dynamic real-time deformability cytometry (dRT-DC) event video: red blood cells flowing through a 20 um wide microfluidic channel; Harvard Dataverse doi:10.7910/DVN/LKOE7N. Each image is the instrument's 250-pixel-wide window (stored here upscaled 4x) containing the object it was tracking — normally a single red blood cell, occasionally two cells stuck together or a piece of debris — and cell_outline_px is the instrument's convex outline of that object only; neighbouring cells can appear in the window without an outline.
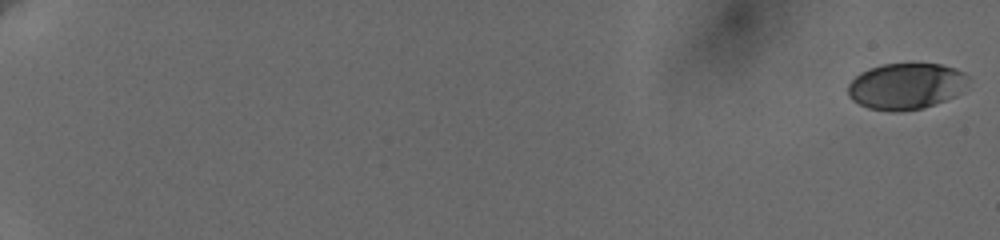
{"species": "human", "species_latin": "Homo sapiens", "temperature_condition": "cold", "stored_images_in_passage": 23, "camera_frame_rate_fps": 3000, "um_per_image_px": 0.085, "donor": {"sex": "female"}, "frame": {"image": 1, "passage_image": 1, "time_ms": 0.0, "image_size_px": [1000, 240], "cell_outline_px": [[972, 76], [960, 92], [956, 96], [920, 108], [896, 112], [868, 108], [852, 100], [848, 96], [848, 84], [860, 72], [868, 68], [884, 64], [940, 64], [956, 68]], "centroid_in_image_um": [77.02, 7.31], "position_along_channel_um": 8.0, "area_um2": 32.43}}
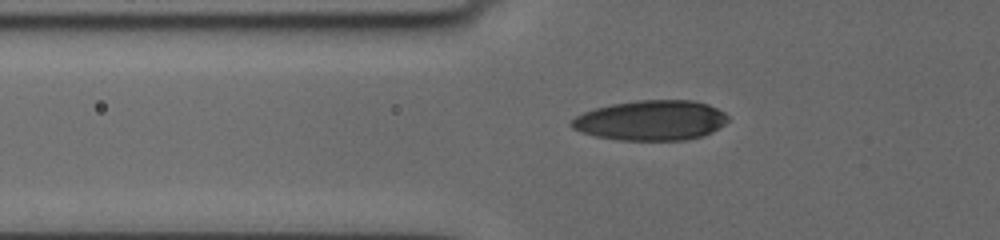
{"frame": {"image": 2, "passage_image": 20, "time_ms": 8.0, "image_size_px": [1000, 240], "cell_outline_px": [[728, 120], [724, 124], [712, 132], [704, 136], [684, 140], [620, 140], [596, 136], [572, 128], [568, 124], [576, 116], [584, 112], [596, 108], [612, 104], [640, 100], [692, 100], [708, 104], [724, 112], [728, 116]], "centroid_in_image_um": [55.35, 10.23], "position_along_channel_um": 70.4, "area_um2": 36.41}}
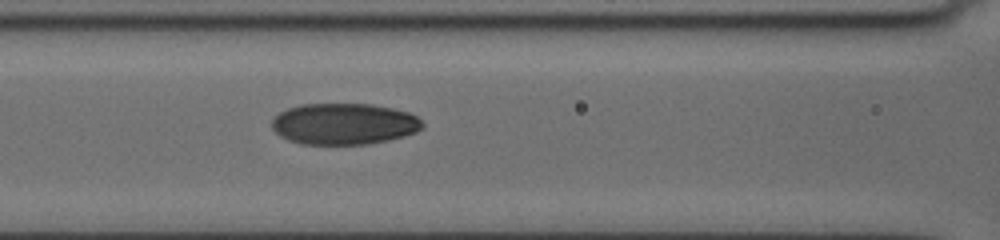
{"frame": {"image": 3, "passage_image": 23, "time_ms": 10.0, "image_size_px": [1000, 240], "cell_outline_px": [[424, 128], [416, 132], [404, 136], [388, 140], [368, 144], [304, 144], [288, 140], [280, 136], [272, 128], [272, 120], [280, 112], [288, 108], [300, 104], [372, 104], [392, 108], [408, 112], [416, 116], [424, 124]], "centroid_in_image_um": [29.25, 10.53], "position_along_channel_um": 137.3, "area_um2": 36.3}}